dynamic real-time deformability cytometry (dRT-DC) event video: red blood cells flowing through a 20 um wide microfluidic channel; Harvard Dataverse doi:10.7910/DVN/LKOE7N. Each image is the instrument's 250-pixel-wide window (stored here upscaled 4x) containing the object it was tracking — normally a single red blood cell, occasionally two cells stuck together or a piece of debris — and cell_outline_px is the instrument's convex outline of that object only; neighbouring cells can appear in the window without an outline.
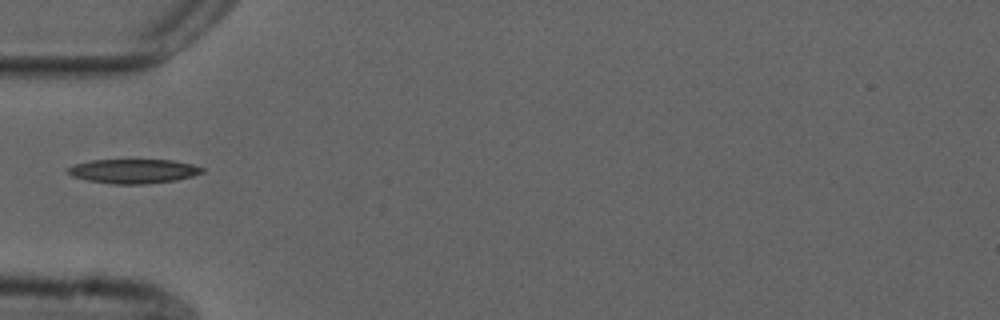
{"species": "common noctule bat (a hibernating species)", "species_latin": "Nyctalus noctula", "temperature_condition": "cold", "stored_images_in_passage": 23, "camera_frame_rate_fps": 3000, "um_per_image_px": 0.085, "animal": {"sex": "male", "forearm_length_mm": 52.5}, "frame": {"image": 1, "passage_image": 1, "time_ms": 0.0, "image_size_px": [1000, 320], "cell_outline_px": [[204, 172], [192, 176], [176, 180], [144, 184], [112, 184], [88, 180], [72, 176], [64, 172], [68, 168], [76, 164], [92, 160], [172, 160], [192, 164], [204, 168]], "centroid_in_image_um": [11.34, 14.55], "position_along_channel_um": 73.7, "area_um2": 18.96}}
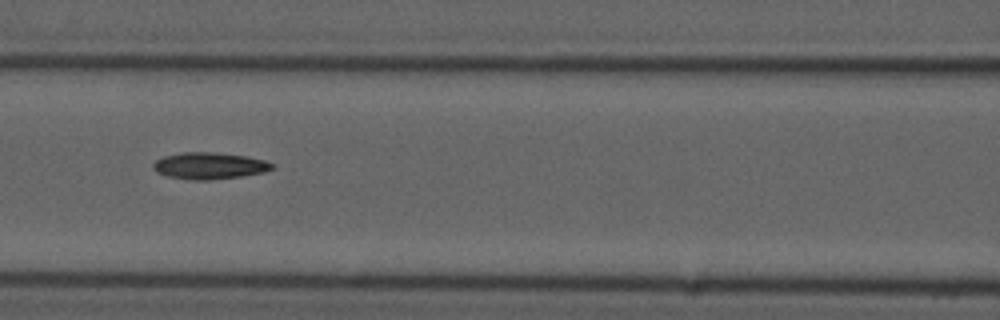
{"frame": {"image": 2, "passage_image": 7, "time_ms": 2.0, "image_size_px": [1000, 320], "cell_outline_px": [[276, 168], [264, 172], [240, 176], [208, 180], [192, 180], [168, 176], [156, 172], [152, 168], [152, 164], [156, 160], [164, 156], [180, 152], [212, 152], [244, 156], [264, 160], [276, 164]], "centroid_in_image_um": [17.8, 14.09], "position_along_channel_um": 148.8, "area_um2": 18.5}}
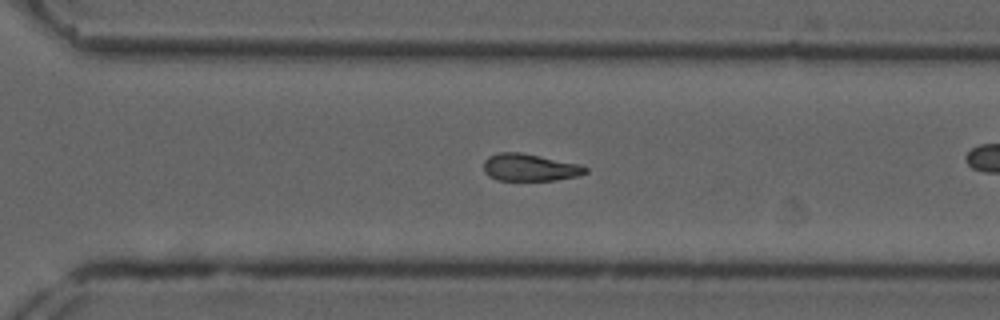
{"frame": {"image": 3, "passage_image": 18, "time_ms": 5.667, "image_size_px": [1000, 320], "cell_outline_px": [[588, 172], [576, 176], [556, 180], [496, 180], [488, 176], [484, 172], [484, 160], [488, 156], [500, 152], [520, 152], [580, 164], [588, 168]], "centroid_in_image_um": [45.01, 14.23], "position_along_channel_um": 325.6, "area_um2": 16.18}}